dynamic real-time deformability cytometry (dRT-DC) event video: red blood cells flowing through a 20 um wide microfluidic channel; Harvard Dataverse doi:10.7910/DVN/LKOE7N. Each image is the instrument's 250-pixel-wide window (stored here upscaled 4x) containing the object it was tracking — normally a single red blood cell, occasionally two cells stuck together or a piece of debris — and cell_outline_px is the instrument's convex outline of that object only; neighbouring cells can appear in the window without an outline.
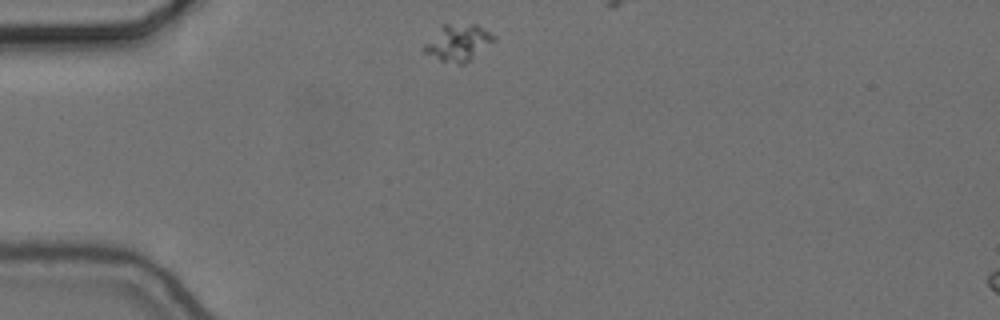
{"species": "common noctule bat (a hibernating species)", "species_latin": "Nyctalus noctula", "temperature_condition": "cold", "stored_images_in_passage": 11, "camera_frame_rate_fps": 3000, "um_per_image_px": 0.085, "animal": {"sex": "female", "body_mass_g": 24.6, "forearm_length_mm": 56.2}, "frame": {"image": 1, "passage_image": 1, "time_ms": 0.0, "image_size_px": [1000, 320], "cell_outline_px": [[496, 40], [464, 64], [456, 64], [440, 60], [424, 52], [420, 48], [444, 24], [476, 24], [496, 36]], "centroid_in_image_um": [38.94, 3.63], "position_along_channel_um": 46.1, "area_um2": 14.68}}
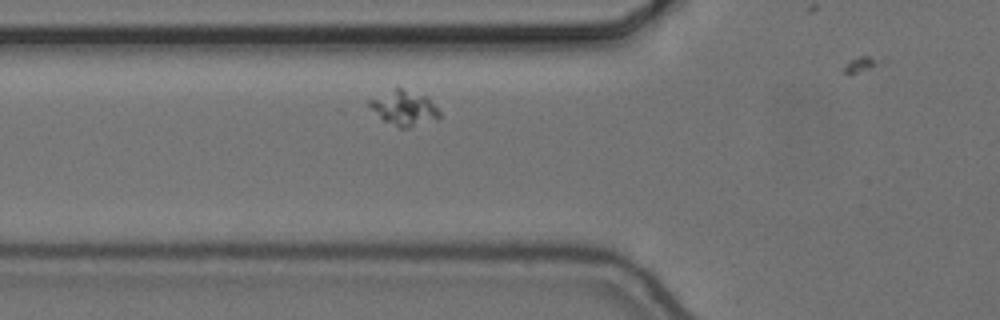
{"frame": {"image": 2, "passage_image": 7, "time_ms": 2.0, "image_size_px": [1000, 320], "cell_outline_px": [[440, 116], [436, 120], [408, 128], [400, 128], [384, 120], [368, 104], [368, 100], [396, 88], [400, 88], [424, 96], [440, 112]], "centroid_in_image_um": [34.36, 9.21], "position_along_channel_um": 91.4, "area_um2": 13.64}}
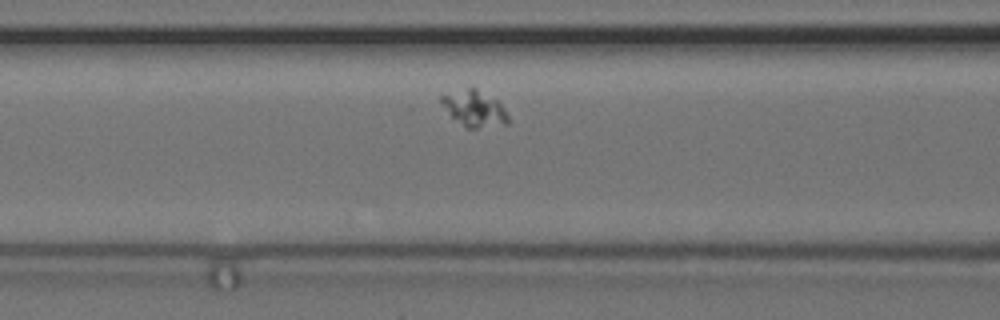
{"frame": {"image": 3, "passage_image": 10, "time_ms": 3.0, "image_size_px": [1000, 320], "cell_outline_px": [[508, 124], [476, 128], [464, 128], [448, 112], [440, 100], [440, 96], [472, 84], [496, 100], [504, 108], [508, 116]], "centroid_in_image_um": [40.31, 9.19], "position_along_channel_um": 126.3, "area_um2": 14.22}}